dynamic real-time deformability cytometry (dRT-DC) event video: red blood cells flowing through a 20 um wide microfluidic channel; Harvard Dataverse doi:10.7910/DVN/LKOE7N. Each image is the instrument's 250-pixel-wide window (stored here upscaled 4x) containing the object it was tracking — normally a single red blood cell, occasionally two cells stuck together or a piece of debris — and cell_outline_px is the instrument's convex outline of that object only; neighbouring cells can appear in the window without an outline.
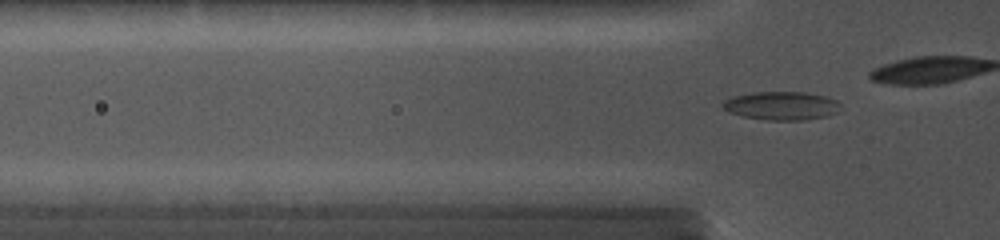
{"species": "common noctule bat (a hibernating species)", "species_latin": "Nyctalus noctula", "temperature_condition": "cold", "stored_images_in_passage": 64, "camera_frame_rate_fps": 5000, "um_per_image_px": 0.085, "animal": {"sex": "female", "body_mass_g": 19.0, "forearm_length_mm": 56.7}, "frame": {"image": 1, "passage_image": 39, "time_ms": 5.0, "image_size_px": [1000, 240], "cell_outline_px": [[840, 112], [828, 116], [804, 120], [768, 120], [744, 116], [728, 112], [720, 104], [724, 100], [732, 96], [752, 92], [804, 92], [824, 96], [836, 100], [840, 104]], "centroid_in_image_um": [66.43, 8.99], "position_along_channel_um": 59.4, "area_um2": 19.65}}